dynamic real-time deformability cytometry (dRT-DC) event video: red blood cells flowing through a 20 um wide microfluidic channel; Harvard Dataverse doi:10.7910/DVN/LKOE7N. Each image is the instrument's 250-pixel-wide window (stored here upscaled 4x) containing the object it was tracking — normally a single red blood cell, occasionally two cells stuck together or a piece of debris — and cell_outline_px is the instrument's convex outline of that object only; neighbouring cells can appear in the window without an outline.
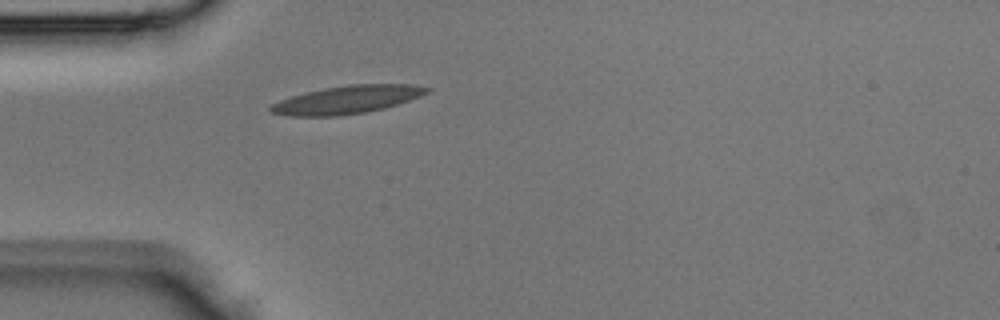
{"species": "Egyptian fruit bat (a non-hibernating species)", "species_latin": "Rousettus aegyptiacus", "temperature_condition": "room temperature", "stored_images_in_passage": 1, "camera_frame_rate_fps": 3000, "um_per_image_px": 0.085, "animal": {"sex": "male"}, "frame": {"image": 1, "passage_image": 1, "time_ms": 0.0, "image_size_px": [1000, 320], "cell_outline_px": [[432, 88], [428, 92], [420, 96], [384, 108], [368, 112], [340, 116], [288, 116], [272, 112], [268, 108], [272, 104], [280, 100], [304, 92], [324, 88], [352, 84], [412, 84]], "centroid_in_image_um": [29.5, 8.47], "position_along_channel_um": 55.5, "area_um2": 25.43}}